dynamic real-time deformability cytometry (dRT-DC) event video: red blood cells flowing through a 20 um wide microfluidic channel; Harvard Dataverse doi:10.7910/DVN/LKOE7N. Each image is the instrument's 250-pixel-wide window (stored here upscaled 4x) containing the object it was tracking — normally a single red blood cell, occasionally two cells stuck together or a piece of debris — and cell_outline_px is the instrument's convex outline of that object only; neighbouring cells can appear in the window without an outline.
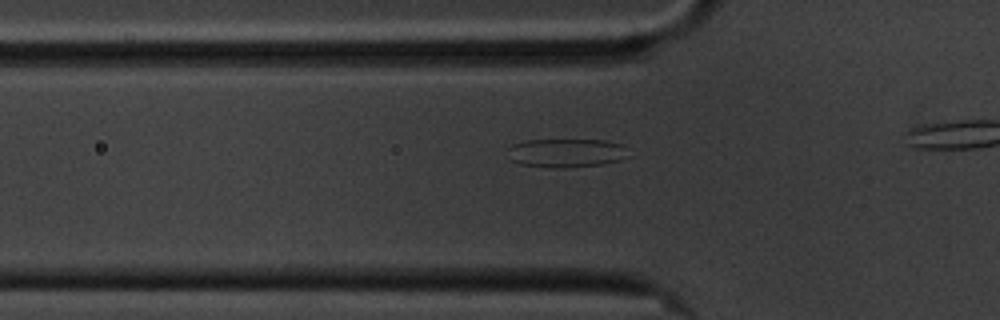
{"species": "common noctule bat (a hibernating species)", "species_latin": "Nyctalus noctula", "temperature_condition": "cold", "stored_images_in_passage": 14, "camera_frame_rate_fps": 3000, "um_per_image_px": 0.085, "animal": {"sex": "male", "body_mass_g": 20.1, "forearm_length_mm": 53.5}, "frame": {"image": 1, "passage_image": 8, "time_ms": 2.333, "image_size_px": [1000, 320], "cell_outline_px": [[628, 156], [620, 160], [600, 164], [564, 168], [552, 168], [520, 164], [512, 160], [508, 148], [512, 144], [528, 140], [604, 140], [620, 144]], "centroid_in_image_um": [48.1, 13.0], "position_along_channel_um": 77.7, "area_um2": 19.88}}